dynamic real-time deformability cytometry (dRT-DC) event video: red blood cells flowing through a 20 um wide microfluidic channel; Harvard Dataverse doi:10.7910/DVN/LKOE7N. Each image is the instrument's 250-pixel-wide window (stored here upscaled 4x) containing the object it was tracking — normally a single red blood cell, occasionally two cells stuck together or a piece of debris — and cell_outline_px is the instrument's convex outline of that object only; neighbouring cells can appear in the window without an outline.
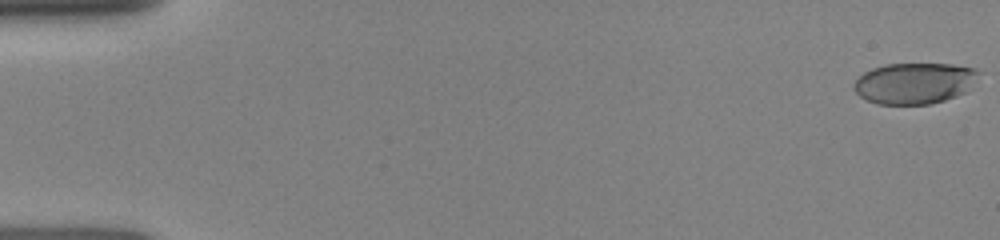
{"species": "human", "species_latin": "Homo sapiens", "temperature_condition": "room temperature", "stored_images_in_passage": 47, "camera_frame_rate_fps": 3000, "um_per_image_px": 0.085, "donor": {"sex": "female"}, "frame": {"image": 1, "passage_image": 1, "time_ms": 0.0, "image_size_px": [1000, 240], "cell_outline_px": [[980, 72], [964, 92], [956, 96], [944, 100], [928, 104], [876, 104], [860, 96], [852, 88], [852, 84], [864, 72], [872, 68], [888, 64], [952, 64], [976, 68]], "centroid_in_image_um": [77.69, 7.07], "position_along_channel_um": 7.3, "area_um2": 29.65}}
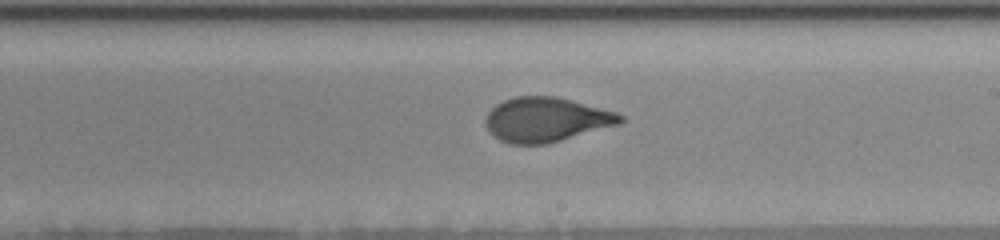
{"frame": {"image": 2, "passage_image": 23, "time_ms": 9.333, "image_size_px": [1000, 240], "cell_outline_px": [[624, 120], [620, 124], [548, 144], [512, 144], [500, 140], [484, 124], [484, 120], [488, 112], [496, 104], [504, 100], [516, 96], [556, 96], [616, 112], [624, 116]], "centroid_in_image_um": [46.43, 10.17], "position_along_channel_um": 242.6, "area_um2": 34.85}}
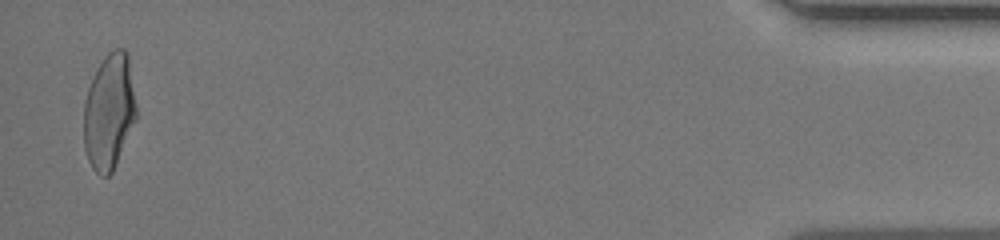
{"frame": {"image": 3, "passage_image": 45, "time_ms": 15.667, "image_size_px": [1000, 240], "cell_outline_px": [[136, 120], [112, 172], [108, 176], [100, 176], [92, 168], [88, 160], [84, 148], [84, 100], [88, 88], [104, 56], [112, 48], [124, 48], [128, 52], [136, 108]], "centroid_in_image_um": [9.27, 9.49], "position_along_channel_um": 425.9, "area_um2": 35.37}}